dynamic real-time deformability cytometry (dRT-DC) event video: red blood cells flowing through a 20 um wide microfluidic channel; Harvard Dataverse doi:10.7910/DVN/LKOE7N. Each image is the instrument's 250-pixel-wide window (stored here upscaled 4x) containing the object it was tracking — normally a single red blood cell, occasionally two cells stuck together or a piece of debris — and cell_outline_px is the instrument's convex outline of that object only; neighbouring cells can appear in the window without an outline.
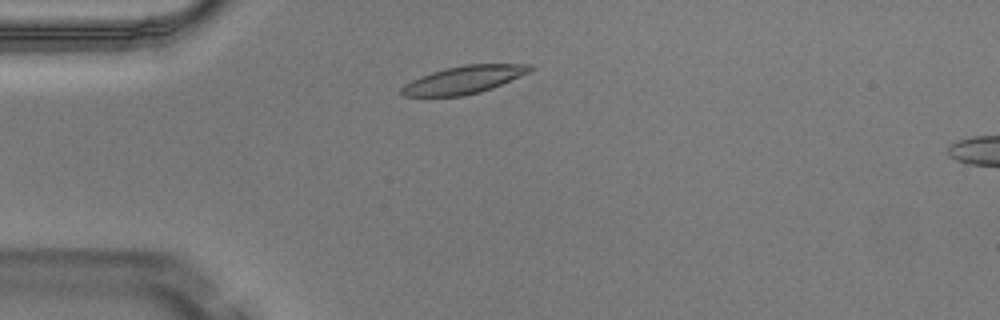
{"species": "Egyptian fruit bat (a non-hibernating species)", "species_latin": "Rousettus aegyptiacus", "temperature_condition": "warm", "stored_images_in_passage": 3, "camera_frame_rate_fps": 3000, "um_per_image_px": 0.085, "animal": {"sex": "male"}, "frame": {"image": 1, "passage_image": 2, "time_ms": 0.333, "image_size_px": [1000, 320], "cell_outline_px": [[536, 68], [528, 72], [492, 88], [480, 92], [464, 96], [400, 96], [400, 88], [404, 84], [420, 76], [432, 72], [464, 64], [532, 64]], "centroid_in_image_um": [39.4, 6.78], "position_along_channel_um": 45.6, "area_um2": 20.69}}